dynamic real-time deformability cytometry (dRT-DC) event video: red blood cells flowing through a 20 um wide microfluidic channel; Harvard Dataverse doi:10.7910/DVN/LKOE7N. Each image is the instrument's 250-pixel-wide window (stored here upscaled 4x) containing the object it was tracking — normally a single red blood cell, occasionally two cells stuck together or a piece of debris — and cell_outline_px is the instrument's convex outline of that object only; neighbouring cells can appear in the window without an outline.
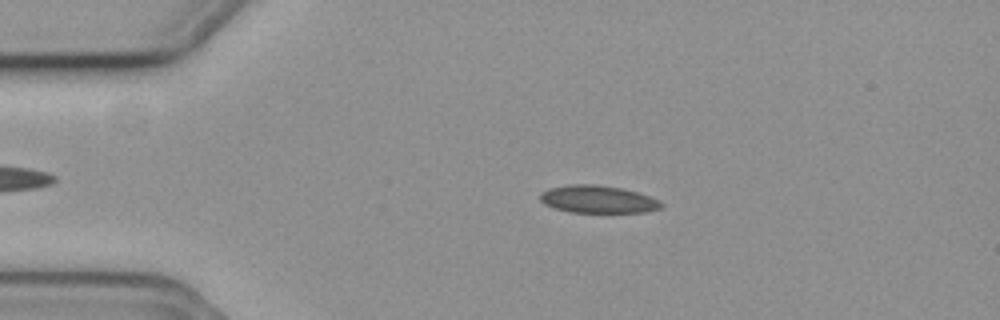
{"species": "common noctule bat (a hibernating species)", "species_latin": "Nyctalus noctula", "temperature_condition": "cold", "stored_images_in_passage": 55, "camera_frame_rate_fps": 3000, "um_per_image_px": 0.085, "animal": {"sex": "female", "body_mass_g": 19.3, "forearm_length_mm": 54.1}, "frame": {"image": 1, "passage_image": 11, "time_ms": 3.333, "image_size_px": [1000, 320], "cell_outline_px": [[664, 204], [660, 208], [644, 212], [572, 212], [556, 208], [544, 204], [540, 200], [540, 192], [552, 188], [568, 184], [596, 184], [620, 188], [636, 192], [660, 200]], "centroid_in_image_um": [50.81, 16.93], "position_along_channel_um": 34.2, "area_um2": 19.25}}
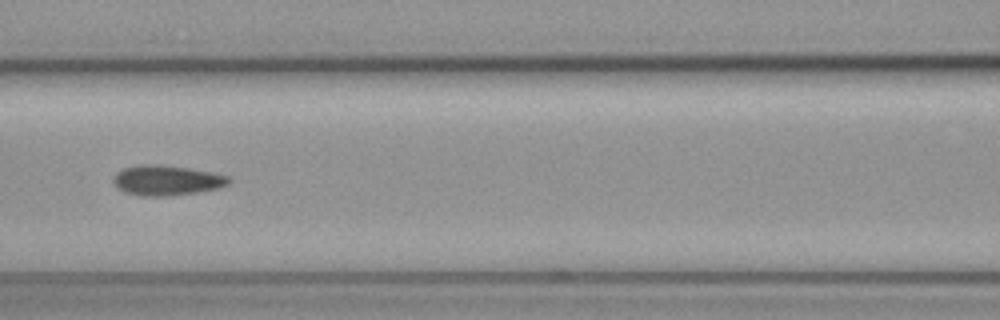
{"frame": {"image": 2, "passage_image": 24, "time_ms": 7.667, "image_size_px": [1000, 320], "cell_outline_px": [[232, 180], [228, 184], [216, 188], [196, 192], [168, 196], [140, 196], [124, 192], [116, 188], [112, 184], [112, 180], [116, 172], [124, 168], [140, 164], [160, 164], [188, 168], [212, 172], [228, 176]], "centroid_in_image_um": [14.11, 15.32], "position_along_channel_um": 152.5, "area_um2": 20.4}}
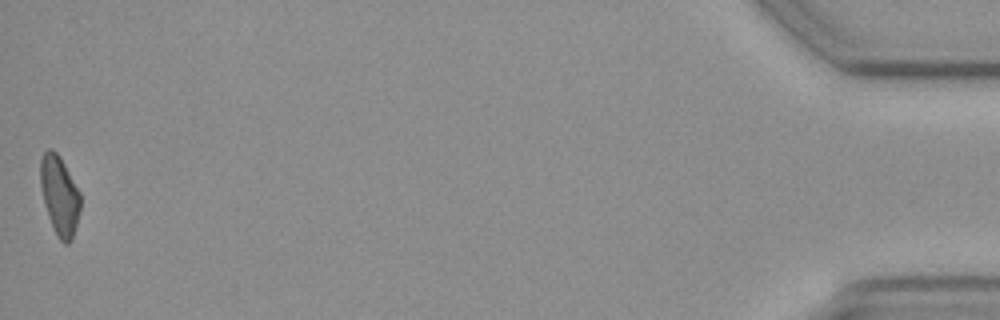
{"frame": {"image": 3, "passage_image": 55, "time_ms": 18.0, "image_size_px": [1000, 320], "cell_outline_px": [[80, 208], [72, 240], [68, 244], [64, 244], [56, 236], [48, 216], [44, 204], [40, 184], [40, 160], [44, 152], [48, 148], [52, 148], [60, 156], [80, 192]], "centroid_in_image_um": [5.05, 16.61], "position_along_channel_um": 430.2, "area_um2": 18.55}, "authors_computed_cell_mechanics": {"area_um2": 19.1896, "velocity_mm_per_s": 3.6942, "shape_relaxation_time_tau1_ms": null, "shape_relaxation_time_tau2_ms": 10.4012, "deformation_change_tau1": null, "deformation_change_tau2": 0.1352}}